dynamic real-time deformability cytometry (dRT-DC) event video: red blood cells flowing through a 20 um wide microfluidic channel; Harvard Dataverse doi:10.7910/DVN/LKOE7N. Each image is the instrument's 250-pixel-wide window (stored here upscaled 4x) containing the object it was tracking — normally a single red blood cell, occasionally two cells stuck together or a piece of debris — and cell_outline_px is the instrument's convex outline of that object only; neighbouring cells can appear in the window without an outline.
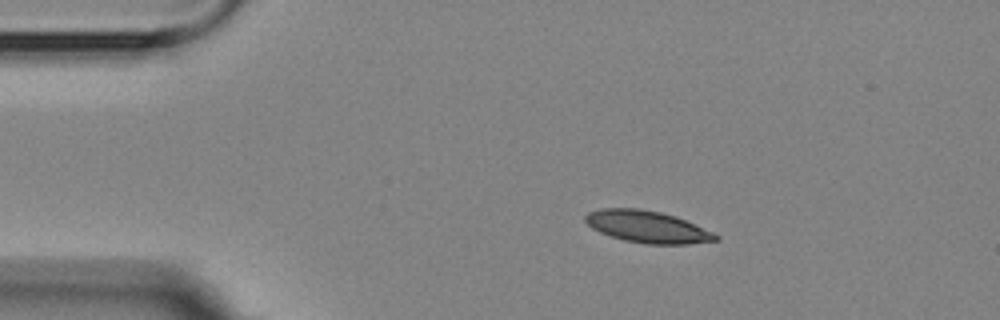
{"species": "Egyptian fruit bat (a non-hibernating species)", "species_latin": "Rousettus aegyptiacus", "temperature_condition": "room temperature", "stored_images_in_passage": 3, "camera_frame_rate_fps": 3000, "um_per_image_px": 0.085, "animal": {"sex": "female"}, "frame": {"image": 1, "passage_image": 2, "time_ms": 1.333, "image_size_px": [1000, 320], "cell_outline_px": [[720, 240], [688, 244], [644, 244], [624, 240], [600, 232], [592, 228], [584, 220], [584, 216], [588, 212], [600, 208], [640, 208], [660, 212], [676, 216], [712, 232], [720, 236]], "centroid_in_image_um": [55.01, 19.27], "position_along_channel_um": 30.0, "area_um2": 24.28}}